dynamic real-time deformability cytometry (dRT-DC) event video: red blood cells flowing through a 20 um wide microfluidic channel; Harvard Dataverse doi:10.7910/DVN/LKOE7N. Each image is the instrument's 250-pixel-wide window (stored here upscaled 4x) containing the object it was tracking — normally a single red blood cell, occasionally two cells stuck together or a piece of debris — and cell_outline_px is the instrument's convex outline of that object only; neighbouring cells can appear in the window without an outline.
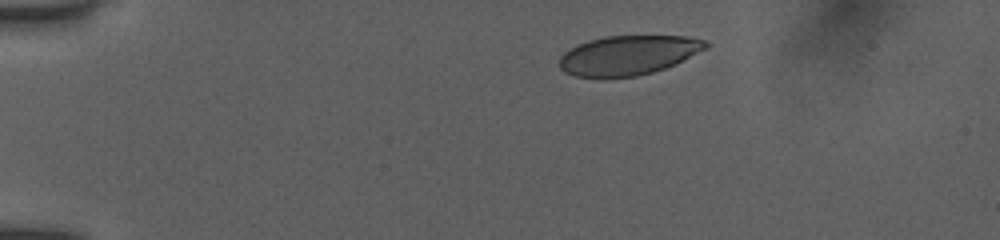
{"species": "human", "species_latin": "Homo sapiens", "temperature_condition": "room temperature", "stored_images_in_passage": 9, "camera_frame_rate_fps": 3000, "um_per_image_px": 0.085, "donor": {"sex": "female"}, "frame": {"image": 1, "passage_image": 1, "time_ms": 0.0, "image_size_px": [1000, 240], "cell_outline_px": [[708, 48], [676, 64], [652, 72], [636, 76], [604, 80], [576, 76], [564, 72], [560, 68], [560, 56], [564, 52], [576, 44], [588, 40], [604, 36], [684, 36], [704, 40], [708, 44]], "centroid_in_image_um": [53.36, 4.72], "position_along_channel_um": 31.6, "area_um2": 34.28}}
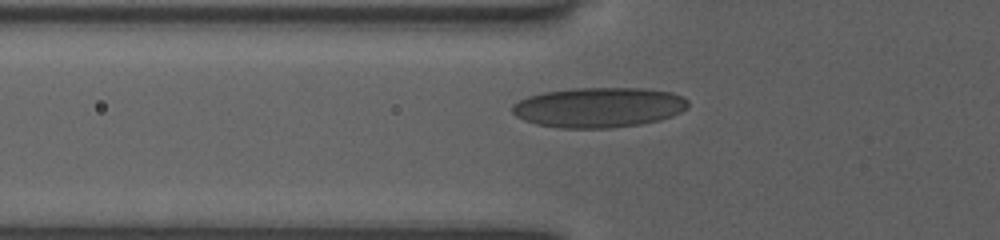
{"frame": {"image": 2, "passage_image": 6, "time_ms": 3.0, "image_size_px": [1000, 240], "cell_outline_px": [[688, 108], [672, 116], [660, 120], [640, 124], [608, 128], [560, 128], [536, 124], [524, 120], [516, 116], [512, 112], [512, 104], [528, 96], [544, 92], [576, 88], [644, 88], [672, 92], [684, 96], [688, 100]], "centroid_in_image_um": [50.92, 9.12], "position_along_channel_um": 74.9, "area_um2": 41.21}}
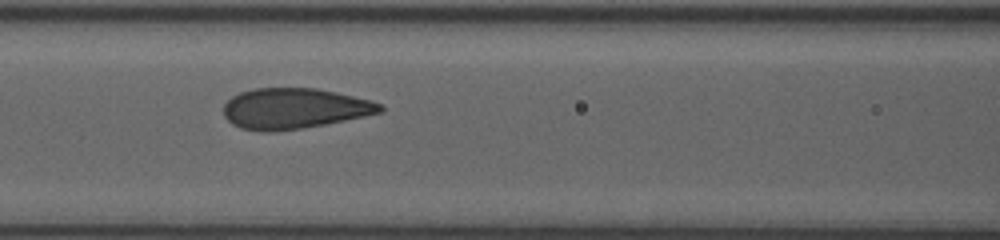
{"frame": {"image": 3, "passage_image": 8, "time_ms": 4.667, "image_size_px": [1000, 240], "cell_outline_px": [[384, 112], [324, 124], [300, 128], [268, 132], [260, 132], [240, 128], [232, 124], [224, 116], [224, 104], [232, 96], [240, 92], [256, 88], [316, 88], [336, 92], [372, 100], [384, 104]], "centroid_in_image_um": [25.02, 9.22], "position_along_channel_um": 141.6, "area_um2": 37.11}}